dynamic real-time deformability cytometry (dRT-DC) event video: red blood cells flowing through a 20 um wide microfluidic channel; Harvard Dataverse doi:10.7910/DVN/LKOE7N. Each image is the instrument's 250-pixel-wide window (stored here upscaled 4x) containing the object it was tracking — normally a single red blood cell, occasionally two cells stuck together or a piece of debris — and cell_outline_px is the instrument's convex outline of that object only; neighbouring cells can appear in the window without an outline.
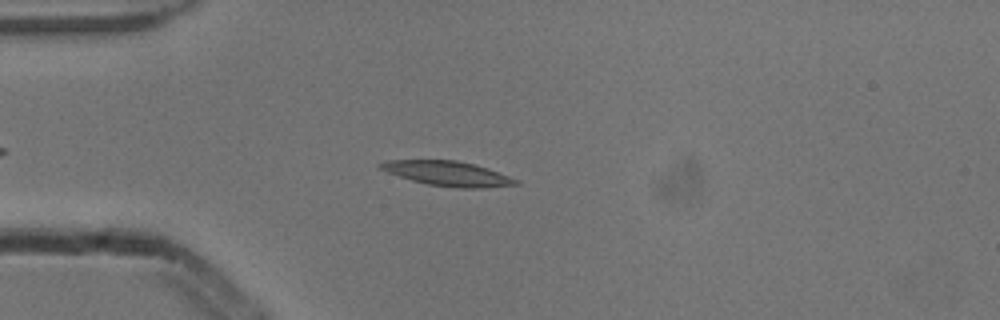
{"species": "common noctule bat (a hibernating species)", "species_latin": "Nyctalus noctula", "temperature_condition": "cold", "stored_images_in_passage": 47, "camera_frame_rate_fps": 3000, "um_per_image_px": 0.085, "animal": {"sex": "male", "body_mass_g": 13.3}, "frame": {"image": 1, "passage_image": 8, "time_ms": 2.333, "image_size_px": [1000, 320], "cell_outline_px": [[520, 184], [480, 188], [456, 188], [428, 184], [412, 180], [388, 172], [380, 168], [376, 164], [388, 160], [456, 160], [488, 168], [520, 180]], "centroid_in_image_um": [38.08, 14.75], "position_along_channel_um": 46.9, "area_um2": 19.36}}
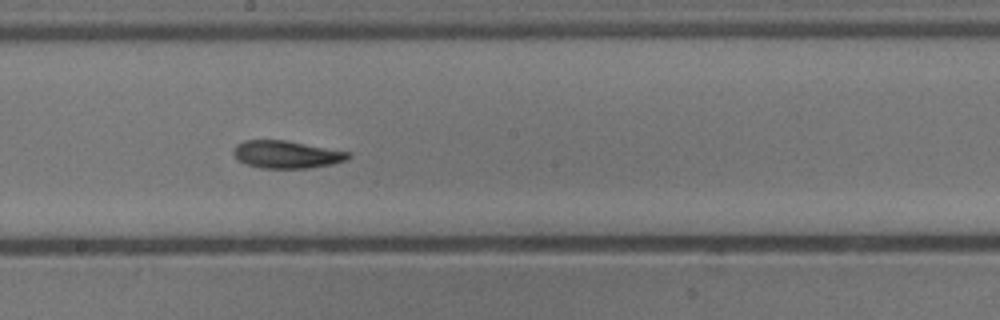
{"frame": {"image": 2, "passage_image": 23, "time_ms": 7.333, "image_size_px": [1000, 320], "cell_outline_px": [[352, 156], [344, 160], [332, 164], [308, 168], [260, 168], [244, 164], [236, 160], [232, 152], [236, 144], [244, 140], [284, 140], [352, 152]], "centroid_in_image_um": [24.32, 13.13], "position_along_channel_um": 223.9, "area_um2": 18.61}}
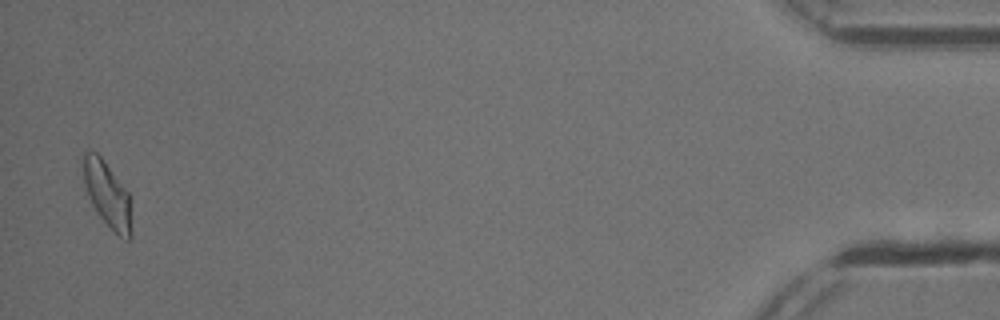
{"frame": {"image": 3, "passage_image": 46, "time_ms": 15.0, "image_size_px": [1000, 320], "cell_outline_px": [[132, 236], [128, 240], [124, 240], [100, 216], [92, 204], [88, 196], [84, 184], [84, 152], [96, 152], [100, 156], [128, 192], [132, 228]], "centroid_in_image_um": [9.14, 16.56], "position_along_channel_um": 426.1, "area_um2": 17.86}, "authors_computed_cell_mechanics": {"area_um2": 18.3804, "velocity_mm_per_s": 3.8475, "shape_relaxation_time_tau1_ms": 8.2987, "shape_relaxation_time_tau2_ms": null, "deformation_change_tau1": 0.2223, "deformation_change_tau2": null}}